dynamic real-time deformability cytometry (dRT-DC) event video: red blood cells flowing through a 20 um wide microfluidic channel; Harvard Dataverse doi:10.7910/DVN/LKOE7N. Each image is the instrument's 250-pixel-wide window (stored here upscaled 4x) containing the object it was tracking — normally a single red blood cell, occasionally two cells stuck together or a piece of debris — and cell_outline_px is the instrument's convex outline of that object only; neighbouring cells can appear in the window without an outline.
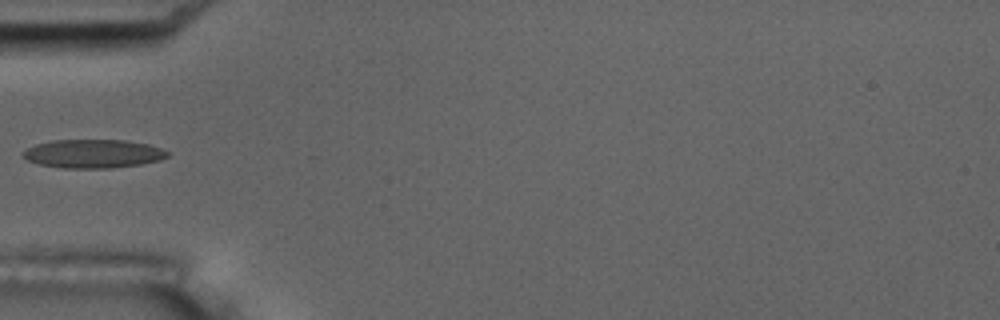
{"species": "common noctule bat (a hibernating species)", "species_latin": "Nyctalus noctula", "temperature_condition": "room temperature", "stored_images_in_passage": 6, "camera_frame_rate_fps": 3000, "um_per_image_px": 0.085, "animal": {"sex": "male", "body_mass_g": 17.5, "forearm_length_mm": 52.3}, "frame": {"image": 1, "passage_image": 5, "time_ms": 4.667, "image_size_px": [1000, 320], "cell_outline_px": [[168, 156], [160, 160], [140, 164], [112, 168], [64, 168], [40, 164], [28, 160], [20, 156], [20, 152], [36, 144], [52, 140], [124, 140], [148, 144], [160, 148], [168, 152]], "centroid_in_image_um": [7.88, 13.06], "position_along_channel_um": 77.1, "area_um2": 24.04}}